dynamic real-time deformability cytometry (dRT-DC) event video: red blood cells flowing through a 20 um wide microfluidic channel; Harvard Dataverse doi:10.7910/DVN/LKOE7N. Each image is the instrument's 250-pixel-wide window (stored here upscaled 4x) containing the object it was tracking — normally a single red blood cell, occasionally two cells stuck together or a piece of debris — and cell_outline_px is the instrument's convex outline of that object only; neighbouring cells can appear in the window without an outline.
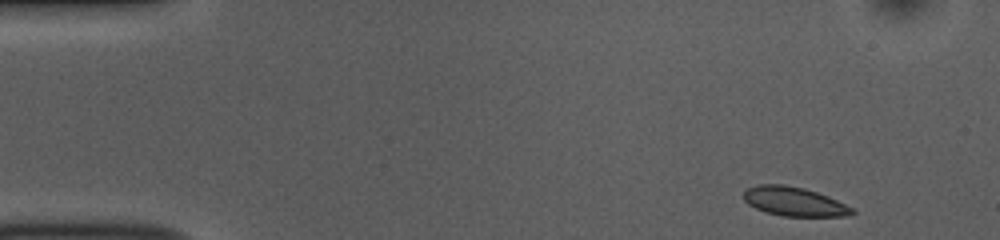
{"species": "common noctule bat (a hibernating species)", "species_latin": "Nyctalus noctula", "temperature_condition": "room temperature", "stored_images_in_passage": 48, "camera_frame_rate_fps": 3000, "um_per_image_px": 0.085, "animal": {"sex": "female", "body_mass_g": 10.0, "forearm_length_mm": 53.1}, "frame": {"image": 1, "passage_image": 1, "time_ms": 0.0, "image_size_px": [1000, 240], "cell_outline_px": [[856, 212], [844, 216], [780, 216], [764, 212], [748, 204], [744, 200], [744, 192], [748, 188], [756, 184], [784, 184], [804, 188], [828, 196], [852, 208]], "centroid_in_image_um": [67.46, 17.13], "position_along_channel_um": 17.5, "area_um2": 18.32}}
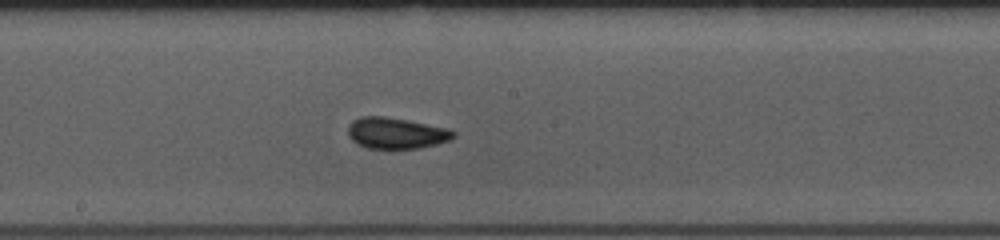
{"frame": {"image": 2, "passage_image": 24, "time_ms": 7.667, "image_size_px": [1000, 240], "cell_outline_px": [[456, 136], [448, 140], [436, 144], [420, 148], [368, 148], [356, 144], [348, 136], [348, 124], [352, 120], [360, 116], [384, 116], [448, 128], [456, 132]], "centroid_in_image_um": [33.63, 11.31], "position_along_channel_um": 214.6, "area_um2": 19.13}}
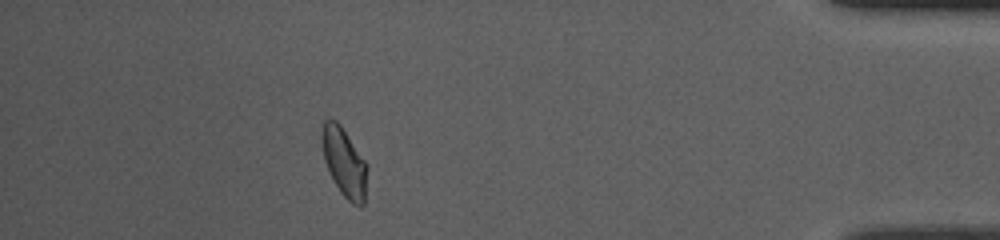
{"frame": {"image": 3, "passage_image": 43, "time_ms": 14.0, "image_size_px": [1000, 240], "cell_outline_px": [[368, 168], [364, 204], [360, 208], [352, 204], [340, 192], [324, 160], [320, 140], [320, 132], [324, 120], [336, 120], [340, 124], [368, 164]], "centroid_in_image_um": [29.27, 13.79], "position_along_channel_um": 405.9, "area_um2": 18.38}, "authors_computed_cell_mechanics": {"area_um2": 18.3515, "velocity_mm_per_s": 3.7871, "shape_relaxation_time_tau1_ms": 2.7351, "shape_relaxation_time_tau2_ms": 1.0042, "deformation_change_tau1": 0.1036, "deformation_change_tau2": 0.0711}}